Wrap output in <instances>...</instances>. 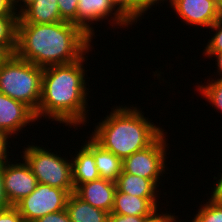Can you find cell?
I'll list each match as a JSON object with an SVG mask.
<instances>
[{
  "mask_svg": "<svg viewBox=\"0 0 222 222\" xmlns=\"http://www.w3.org/2000/svg\"><path fill=\"white\" fill-rule=\"evenodd\" d=\"M215 30L214 36L208 41L204 52H222V16L210 27Z\"/></svg>",
  "mask_w": 222,
  "mask_h": 222,
  "instance_id": "23",
  "label": "cell"
},
{
  "mask_svg": "<svg viewBox=\"0 0 222 222\" xmlns=\"http://www.w3.org/2000/svg\"><path fill=\"white\" fill-rule=\"evenodd\" d=\"M74 190H62L47 184L37 183L35 190L14 206L24 222H34L47 214L66 209L67 200Z\"/></svg>",
  "mask_w": 222,
  "mask_h": 222,
  "instance_id": "7",
  "label": "cell"
},
{
  "mask_svg": "<svg viewBox=\"0 0 222 222\" xmlns=\"http://www.w3.org/2000/svg\"><path fill=\"white\" fill-rule=\"evenodd\" d=\"M63 65H53L43 68L42 94L35 113L36 119L49 118L69 125L70 128L85 125L87 122L86 108L88 106L84 68L85 59ZM85 122V124H84Z\"/></svg>",
  "mask_w": 222,
  "mask_h": 222,
  "instance_id": "2",
  "label": "cell"
},
{
  "mask_svg": "<svg viewBox=\"0 0 222 222\" xmlns=\"http://www.w3.org/2000/svg\"><path fill=\"white\" fill-rule=\"evenodd\" d=\"M204 55H207L209 58L213 57L216 59V65L218 66V72H219V76L220 78H222V52H203Z\"/></svg>",
  "mask_w": 222,
  "mask_h": 222,
  "instance_id": "34",
  "label": "cell"
},
{
  "mask_svg": "<svg viewBox=\"0 0 222 222\" xmlns=\"http://www.w3.org/2000/svg\"><path fill=\"white\" fill-rule=\"evenodd\" d=\"M91 40L80 27L66 21L17 23L15 54L42 68L69 64L90 52Z\"/></svg>",
  "mask_w": 222,
  "mask_h": 222,
  "instance_id": "1",
  "label": "cell"
},
{
  "mask_svg": "<svg viewBox=\"0 0 222 222\" xmlns=\"http://www.w3.org/2000/svg\"><path fill=\"white\" fill-rule=\"evenodd\" d=\"M208 82H206L207 85H198V91L208 102L212 103V107L214 106L215 109L222 113V78H218L215 81L214 79L209 80Z\"/></svg>",
  "mask_w": 222,
  "mask_h": 222,
  "instance_id": "20",
  "label": "cell"
},
{
  "mask_svg": "<svg viewBox=\"0 0 222 222\" xmlns=\"http://www.w3.org/2000/svg\"><path fill=\"white\" fill-rule=\"evenodd\" d=\"M89 138L84 144L93 153L100 178L116 182L122 173L123 160L104 149L91 136Z\"/></svg>",
  "mask_w": 222,
  "mask_h": 222,
  "instance_id": "14",
  "label": "cell"
},
{
  "mask_svg": "<svg viewBox=\"0 0 222 222\" xmlns=\"http://www.w3.org/2000/svg\"><path fill=\"white\" fill-rule=\"evenodd\" d=\"M222 8V0H213Z\"/></svg>",
  "mask_w": 222,
  "mask_h": 222,
  "instance_id": "36",
  "label": "cell"
},
{
  "mask_svg": "<svg viewBox=\"0 0 222 222\" xmlns=\"http://www.w3.org/2000/svg\"><path fill=\"white\" fill-rule=\"evenodd\" d=\"M136 107L119 106L98 123L91 137L122 160L150 146L163 129L144 117Z\"/></svg>",
  "mask_w": 222,
  "mask_h": 222,
  "instance_id": "3",
  "label": "cell"
},
{
  "mask_svg": "<svg viewBox=\"0 0 222 222\" xmlns=\"http://www.w3.org/2000/svg\"><path fill=\"white\" fill-rule=\"evenodd\" d=\"M158 208H155L146 218L145 222H177V218L175 215H171V213H157Z\"/></svg>",
  "mask_w": 222,
  "mask_h": 222,
  "instance_id": "28",
  "label": "cell"
},
{
  "mask_svg": "<svg viewBox=\"0 0 222 222\" xmlns=\"http://www.w3.org/2000/svg\"><path fill=\"white\" fill-rule=\"evenodd\" d=\"M43 68L19 58L4 55L0 60V92L20 101L34 113L42 94Z\"/></svg>",
  "mask_w": 222,
  "mask_h": 222,
  "instance_id": "4",
  "label": "cell"
},
{
  "mask_svg": "<svg viewBox=\"0 0 222 222\" xmlns=\"http://www.w3.org/2000/svg\"><path fill=\"white\" fill-rule=\"evenodd\" d=\"M220 179L219 177H214L213 179H217L218 181L216 184H214V189L212 190L213 192H211V197L213 199H215L219 204L222 205V174L220 172Z\"/></svg>",
  "mask_w": 222,
  "mask_h": 222,
  "instance_id": "33",
  "label": "cell"
},
{
  "mask_svg": "<svg viewBox=\"0 0 222 222\" xmlns=\"http://www.w3.org/2000/svg\"><path fill=\"white\" fill-rule=\"evenodd\" d=\"M63 21L57 0H35L20 14L18 23L52 24Z\"/></svg>",
  "mask_w": 222,
  "mask_h": 222,
  "instance_id": "15",
  "label": "cell"
},
{
  "mask_svg": "<svg viewBox=\"0 0 222 222\" xmlns=\"http://www.w3.org/2000/svg\"><path fill=\"white\" fill-rule=\"evenodd\" d=\"M25 147L23 160L31 168L38 183L47 184L62 190H74L72 181V161L57 153L50 152L42 146L33 145ZM70 161V162H69Z\"/></svg>",
  "mask_w": 222,
  "mask_h": 222,
  "instance_id": "5",
  "label": "cell"
},
{
  "mask_svg": "<svg viewBox=\"0 0 222 222\" xmlns=\"http://www.w3.org/2000/svg\"><path fill=\"white\" fill-rule=\"evenodd\" d=\"M12 206L6 196L3 179V163L0 164V210Z\"/></svg>",
  "mask_w": 222,
  "mask_h": 222,
  "instance_id": "31",
  "label": "cell"
},
{
  "mask_svg": "<svg viewBox=\"0 0 222 222\" xmlns=\"http://www.w3.org/2000/svg\"><path fill=\"white\" fill-rule=\"evenodd\" d=\"M117 189L128 195L141 198H156L157 186L150 180L129 173H122L116 181ZM157 195V196H156Z\"/></svg>",
  "mask_w": 222,
  "mask_h": 222,
  "instance_id": "18",
  "label": "cell"
},
{
  "mask_svg": "<svg viewBox=\"0 0 222 222\" xmlns=\"http://www.w3.org/2000/svg\"><path fill=\"white\" fill-rule=\"evenodd\" d=\"M158 198H141L120 192L114 195V204L110 214L148 216L158 208Z\"/></svg>",
  "mask_w": 222,
  "mask_h": 222,
  "instance_id": "13",
  "label": "cell"
},
{
  "mask_svg": "<svg viewBox=\"0 0 222 222\" xmlns=\"http://www.w3.org/2000/svg\"><path fill=\"white\" fill-rule=\"evenodd\" d=\"M180 19L191 26L210 28L221 16L222 8L213 0H170Z\"/></svg>",
  "mask_w": 222,
  "mask_h": 222,
  "instance_id": "10",
  "label": "cell"
},
{
  "mask_svg": "<svg viewBox=\"0 0 222 222\" xmlns=\"http://www.w3.org/2000/svg\"><path fill=\"white\" fill-rule=\"evenodd\" d=\"M9 137L6 133L0 131V164L4 163L5 161L9 160V149L8 146L10 143L8 142ZM8 151V152H7ZM8 153V154H7Z\"/></svg>",
  "mask_w": 222,
  "mask_h": 222,
  "instance_id": "30",
  "label": "cell"
},
{
  "mask_svg": "<svg viewBox=\"0 0 222 222\" xmlns=\"http://www.w3.org/2000/svg\"><path fill=\"white\" fill-rule=\"evenodd\" d=\"M34 222H71L66 209L45 215Z\"/></svg>",
  "mask_w": 222,
  "mask_h": 222,
  "instance_id": "27",
  "label": "cell"
},
{
  "mask_svg": "<svg viewBox=\"0 0 222 222\" xmlns=\"http://www.w3.org/2000/svg\"><path fill=\"white\" fill-rule=\"evenodd\" d=\"M116 190V182L99 178L77 186L74 189V194L91 206L110 214L113 208Z\"/></svg>",
  "mask_w": 222,
  "mask_h": 222,
  "instance_id": "12",
  "label": "cell"
},
{
  "mask_svg": "<svg viewBox=\"0 0 222 222\" xmlns=\"http://www.w3.org/2000/svg\"><path fill=\"white\" fill-rule=\"evenodd\" d=\"M114 7L131 23H135L134 0H110Z\"/></svg>",
  "mask_w": 222,
  "mask_h": 222,
  "instance_id": "24",
  "label": "cell"
},
{
  "mask_svg": "<svg viewBox=\"0 0 222 222\" xmlns=\"http://www.w3.org/2000/svg\"><path fill=\"white\" fill-rule=\"evenodd\" d=\"M147 216L109 214L108 222H145Z\"/></svg>",
  "mask_w": 222,
  "mask_h": 222,
  "instance_id": "29",
  "label": "cell"
},
{
  "mask_svg": "<svg viewBox=\"0 0 222 222\" xmlns=\"http://www.w3.org/2000/svg\"><path fill=\"white\" fill-rule=\"evenodd\" d=\"M34 1L35 0H11L13 8H14L15 11H17V14H20L28 5H30ZM21 4H23V5H21ZM17 8H20L19 9L20 11L17 10Z\"/></svg>",
  "mask_w": 222,
  "mask_h": 222,
  "instance_id": "35",
  "label": "cell"
},
{
  "mask_svg": "<svg viewBox=\"0 0 222 222\" xmlns=\"http://www.w3.org/2000/svg\"><path fill=\"white\" fill-rule=\"evenodd\" d=\"M66 211L71 222H108V212L91 206L74 193L68 197Z\"/></svg>",
  "mask_w": 222,
  "mask_h": 222,
  "instance_id": "17",
  "label": "cell"
},
{
  "mask_svg": "<svg viewBox=\"0 0 222 222\" xmlns=\"http://www.w3.org/2000/svg\"><path fill=\"white\" fill-rule=\"evenodd\" d=\"M163 132L150 146L139 150L123 159L122 171L125 173L150 179L157 187L160 177L165 173L166 136Z\"/></svg>",
  "mask_w": 222,
  "mask_h": 222,
  "instance_id": "6",
  "label": "cell"
},
{
  "mask_svg": "<svg viewBox=\"0 0 222 222\" xmlns=\"http://www.w3.org/2000/svg\"><path fill=\"white\" fill-rule=\"evenodd\" d=\"M19 16H0V52L13 55L17 47V23Z\"/></svg>",
  "mask_w": 222,
  "mask_h": 222,
  "instance_id": "19",
  "label": "cell"
},
{
  "mask_svg": "<svg viewBox=\"0 0 222 222\" xmlns=\"http://www.w3.org/2000/svg\"><path fill=\"white\" fill-rule=\"evenodd\" d=\"M159 1H161V2H159ZM163 1H165V0H134L135 22L137 23V20L139 19V17H142V15H144L143 13H146L147 10L150 9L153 5L159 4V3L161 4Z\"/></svg>",
  "mask_w": 222,
  "mask_h": 222,
  "instance_id": "26",
  "label": "cell"
},
{
  "mask_svg": "<svg viewBox=\"0 0 222 222\" xmlns=\"http://www.w3.org/2000/svg\"><path fill=\"white\" fill-rule=\"evenodd\" d=\"M4 57V54L0 52V60Z\"/></svg>",
  "mask_w": 222,
  "mask_h": 222,
  "instance_id": "37",
  "label": "cell"
},
{
  "mask_svg": "<svg viewBox=\"0 0 222 222\" xmlns=\"http://www.w3.org/2000/svg\"><path fill=\"white\" fill-rule=\"evenodd\" d=\"M71 159L72 181L74 189L84 183L100 178L93 153L85 146H81L79 152Z\"/></svg>",
  "mask_w": 222,
  "mask_h": 222,
  "instance_id": "16",
  "label": "cell"
},
{
  "mask_svg": "<svg viewBox=\"0 0 222 222\" xmlns=\"http://www.w3.org/2000/svg\"><path fill=\"white\" fill-rule=\"evenodd\" d=\"M114 11V13H113ZM113 14V15H111ZM111 15V16H110ZM113 16V17H112ZM114 26L128 27L132 25L110 2V0H78L77 26L80 27L90 38L95 36L92 23L109 19ZM92 22V23H91Z\"/></svg>",
  "mask_w": 222,
  "mask_h": 222,
  "instance_id": "8",
  "label": "cell"
},
{
  "mask_svg": "<svg viewBox=\"0 0 222 222\" xmlns=\"http://www.w3.org/2000/svg\"><path fill=\"white\" fill-rule=\"evenodd\" d=\"M0 222H24V219L15 206H10L0 210Z\"/></svg>",
  "mask_w": 222,
  "mask_h": 222,
  "instance_id": "25",
  "label": "cell"
},
{
  "mask_svg": "<svg viewBox=\"0 0 222 222\" xmlns=\"http://www.w3.org/2000/svg\"><path fill=\"white\" fill-rule=\"evenodd\" d=\"M10 160L3 163V179L6 196L14 206L22 198L29 196L38 182L25 160L14 164Z\"/></svg>",
  "mask_w": 222,
  "mask_h": 222,
  "instance_id": "9",
  "label": "cell"
},
{
  "mask_svg": "<svg viewBox=\"0 0 222 222\" xmlns=\"http://www.w3.org/2000/svg\"><path fill=\"white\" fill-rule=\"evenodd\" d=\"M0 16H19L14 10L11 0H0Z\"/></svg>",
  "mask_w": 222,
  "mask_h": 222,
  "instance_id": "32",
  "label": "cell"
},
{
  "mask_svg": "<svg viewBox=\"0 0 222 222\" xmlns=\"http://www.w3.org/2000/svg\"><path fill=\"white\" fill-rule=\"evenodd\" d=\"M57 4L61 19L77 25L78 0H57Z\"/></svg>",
  "mask_w": 222,
  "mask_h": 222,
  "instance_id": "22",
  "label": "cell"
},
{
  "mask_svg": "<svg viewBox=\"0 0 222 222\" xmlns=\"http://www.w3.org/2000/svg\"><path fill=\"white\" fill-rule=\"evenodd\" d=\"M35 113L24 103L0 92V131L9 137L36 121ZM17 133V134H16Z\"/></svg>",
  "mask_w": 222,
  "mask_h": 222,
  "instance_id": "11",
  "label": "cell"
},
{
  "mask_svg": "<svg viewBox=\"0 0 222 222\" xmlns=\"http://www.w3.org/2000/svg\"><path fill=\"white\" fill-rule=\"evenodd\" d=\"M194 216L192 222H222V205L210 197Z\"/></svg>",
  "mask_w": 222,
  "mask_h": 222,
  "instance_id": "21",
  "label": "cell"
}]
</instances>
